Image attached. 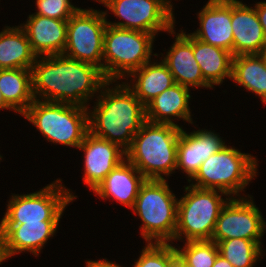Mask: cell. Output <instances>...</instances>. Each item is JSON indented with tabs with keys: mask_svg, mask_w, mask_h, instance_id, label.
<instances>
[{
	"mask_svg": "<svg viewBox=\"0 0 266 267\" xmlns=\"http://www.w3.org/2000/svg\"><path fill=\"white\" fill-rule=\"evenodd\" d=\"M31 71L34 99L84 108L107 82L97 66L63 54L37 57Z\"/></svg>",
	"mask_w": 266,
	"mask_h": 267,
	"instance_id": "6da1fadb",
	"label": "cell"
},
{
	"mask_svg": "<svg viewBox=\"0 0 266 267\" xmlns=\"http://www.w3.org/2000/svg\"><path fill=\"white\" fill-rule=\"evenodd\" d=\"M95 100L88 108L89 132L126 151L146 121L145 106L123 81H107Z\"/></svg>",
	"mask_w": 266,
	"mask_h": 267,
	"instance_id": "7a4b0ae2",
	"label": "cell"
},
{
	"mask_svg": "<svg viewBox=\"0 0 266 267\" xmlns=\"http://www.w3.org/2000/svg\"><path fill=\"white\" fill-rule=\"evenodd\" d=\"M180 132L178 126L146 120L126 150V159L146 180H166L176 171Z\"/></svg>",
	"mask_w": 266,
	"mask_h": 267,
	"instance_id": "3957f363",
	"label": "cell"
},
{
	"mask_svg": "<svg viewBox=\"0 0 266 267\" xmlns=\"http://www.w3.org/2000/svg\"><path fill=\"white\" fill-rule=\"evenodd\" d=\"M257 167L256 156L226 144L202 162L199 170L187 182L196 188L219 190L231 198H240L251 180L257 177Z\"/></svg>",
	"mask_w": 266,
	"mask_h": 267,
	"instance_id": "277c9868",
	"label": "cell"
},
{
	"mask_svg": "<svg viewBox=\"0 0 266 267\" xmlns=\"http://www.w3.org/2000/svg\"><path fill=\"white\" fill-rule=\"evenodd\" d=\"M178 199L167 180H146L140 186L131 210L142 221L139 229L145 243L174 244Z\"/></svg>",
	"mask_w": 266,
	"mask_h": 267,
	"instance_id": "5b68a950",
	"label": "cell"
},
{
	"mask_svg": "<svg viewBox=\"0 0 266 267\" xmlns=\"http://www.w3.org/2000/svg\"><path fill=\"white\" fill-rule=\"evenodd\" d=\"M48 142L78 148L89 132L88 108L34 99L22 114Z\"/></svg>",
	"mask_w": 266,
	"mask_h": 267,
	"instance_id": "8992f818",
	"label": "cell"
},
{
	"mask_svg": "<svg viewBox=\"0 0 266 267\" xmlns=\"http://www.w3.org/2000/svg\"><path fill=\"white\" fill-rule=\"evenodd\" d=\"M155 36L150 33L106 26L103 46V75L107 81L126 79L151 61ZM153 53V54H152Z\"/></svg>",
	"mask_w": 266,
	"mask_h": 267,
	"instance_id": "52a82bcc",
	"label": "cell"
},
{
	"mask_svg": "<svg viewBox=\"0 0 266 267\" xmlns=\"http://www.w3.org/2000/svg\"><path fill=\"white\" fill-rule=\"evenodd\" d=\"M183 191L186 194L178 199L174 241L211 240L218 216L231 197L219 190L191 185H185Z\"/></svg>",
	"mask_w": 266,
	"mask_h": 267,
	"instance_id": "ba28073f",
	"label": "cell"
},
{
	"mask_svg": "<svg viewBox=\"0 0 266 267\" xmlns=\"http://www.w3.org/2000/svg\"><path fill=\"white\" fill-rule=\"evenodd\" d=\"M77 196L56 179L42 189L27 194H12L0 224L60 221L64 211Z\"/></svg>",
	"mask_w": 266,
	"mask_h": 267,
	"instance_id": "9c48e42d",
	"label": "cell"
},
{
	"mask_svg": "<svg viewBox=\"0 0 266 267\" xmlns=\"http://www.w3.org/2000/svg\"><path fill=\"white\" fill-rule=\"evenodd\" d=\"M107 7L104 11L108 16L110 10L114 17L122 20L111 22L107 19V24L130 30H138L153 34L155 37L158 32L169 33L174 26L175 16L172 0H94ZM109 20V21H108Z\"/></svg>",
	"mask_w": 266,
	"mask_h": 267,
	"instance_id": "30bf717a",
	"label": "cell"
},
{
	"mask_svg": "<svg viewBox=\"0 0 266 267\" xmlns=\"http://www.w3.org/2000/svg\"><path fill=\"white\" fill-rule=\"evenodd\" d=\"M107 17L104 11L80 8L68 19L63 55L97 66L103 72L104 33Z\"/></svg>",
	"mask_w": 266,
	"mask_h": 267,
	"instance_id": "8fae6325",
	"label": "cell"
},
{
	"mask_svg": "<svg viewBox=\"0 0 266 267\" xmlns=\"http://www.w3.org/2000/svg\"><path fill=\"white\" fill-rule=\"evenodd\" d=\"M231 198L222 208L211 240L218 243L231 238L253 240L262 246L266 222L252 195ZM250 198V199H249Z\"/></svg>",
	"mask_w": 266,
	"mask_h": 267,
	"instance_id": "7c38bea8",
	"label": "cell"
},
{
	"mask_svg": "<svg viewBox=\"0 0 266 267\" xmlns=\"http://www.w3.org/2000/svg\"><path fill=\"white\" fill-rule=\"evenodd\" d=\"M84 152L83 182L93 192L105 177L123 160L126 151L118 144L94 136L88 132L77 148Z\"/></svg>",
	"mask_w": 266,
	"mask_h": 267,
	"instance_id": "4fadbf2b",
	"label": "cell"
},
{
	"mask_svg": "<svg viewBox=\"0 0 266 267\" xmlns=\"http://www.w3.org/2000/svg\"><path fill=\"white\" fill-rule=\"evenodd\" d=\"M60 221L25 222L24 224H0L4 259L30 252L39 256L47 241L56 235Z\"/></svg>",
	"mask_w": 266,
	"mask_h": 267,
	"instance_id": "5bb4252c",
	"label": "cell"
},
{
	"mask_svg": "<svg viewBox=\"0 0 266 267\" xmlns=\"http://www.w3.org/2000/svg\"><path fill=\"white\" fill-rule=\"evenodd\" d=\"M180 32V33H179ZM176 33L172 29L169 34L174 35V42L170 50L162 55V61L167 65L173 75L176 84L187 88H209L214 89L203 77L201 69L193 53V36L186 31L179 30ZM165 55V56H164Z\"/></svg>",
	"mask_w": 266,
	"mask_h": 267,
	"instance_id": "9a60e30c",
	"label": "cell"
},
{
	"mask_svg": "<svg viewBox=\"0 0 266 267\" xmlns=\"http://www.w3.org/2000/svg\"><path fill=\"white\" fill-rule=\"evenodd\" d=\"M194 38L233 54L232 0H208L198 12Z\"/></svg>",
	"mask_w": 266,
	"mask_h": 267,
	"instance_id": "2e32d148",
	"label": "cell"
},
{
	"mask_svg": "<svg viewBox=\"0 0 266 267\" xmlns=\"http://www.w3.org/2000/svg\"><path fill=\"white\" fill-rule=\"evenodd\" d=\"M222 138L215 130L202 128L189 133L181 128L177 144L176 170H182L189 181L199 170L202 162L226 145L227 141Z\"/></svg>",
	"mask_w": 266,
	"mask_h": 267,
	"instance_id": "e0dca14e",
	"label": "cell"
},
{
	"mask_svg": "<svg viewBox=\"0 0 266 267\" xmlns=\"http://www.w3.org/2000/svg\"><path fill=\"white\" fill-rule=\"evenodd\" d=\"M233 56L261 54L266 36L255 7L232 0Z\"/></svg>",
	"mask_w": 266,
	"mask_h": 267,
	"instance_id": "ac0fdd59",
	"label": "cell"
},
{
	"mask_svg": "<svg viewBox=\"0 0 266 267\" xmlns=\"http://www.w3.org/2000/svg\"><path fill=\"white\" fill-rule=\"evenodd\" d=\"M68 20H58L29 14L20 27L26 33L33 52L40 56L63 54L66 45Z\"/></svg>",
	"mask_w": 266,
	"mask_h": 267,
	"instance_id": "d6986e66",
	"label": "cell"
},
{
	"mask_svg": "<svg viewBox=\"0 0 266 267\" xmlns=\"http://www.w3.org/2000/svg\"><path fill=\"white\" fill-rule=\"evenodd\" d=\"M191 90L180 84L166 89L145 106L146 120L152 123L171 124L182 128L175 120L194 124L190 102Z\"/></svg>",
	"mask_w": 266,
	"mask_h": 267,
	"instance_id": "ffe728a7",
	"label": "cell"
},
{
	"mask_svg": "<svg viewBox=\"0 0 266 267\" xmlns=\"http://www.w3.org/2000/svg\"><path fill=\"white\" fill-rule=\"evenodd\" d=\"M146 181L141 172L127 159L116 166L93 191L103 200H116L132 209L140 186Z\"/></svg>",
	"mask_w": 266,
	"mask_h": 267,
	"instance_id": "44dd1931",
	"label": "cell"
},
{
	"mask_svg": "<svg viewBox=\"0 0 266 267\" xmlns=\"http://www.w3.org/2000/svg\"><path fill=\"white\" fill-rule=\"evenodd\" d=\"M157 61L153 60L152 62L151 60L145 63L141 68L132 72L125 80V84L144 106L163 91L176 84L167 65L161 58L159 62ZM129 78L131 79L130 83L127 81Z\"/></svg>",
	"mask_w": 266,
	"mask_h": 267,
	"instance_id": "7402d4cb",
	"label": "cell"
},
{
	"mask_svg": "<svg viewBox=\"0 0 266 267\" xmlns=\"http://www.w3.org/2000/svg\"><path fill=\"white\" fill-rule=\"evenodd\" d=\"M37 59L24 30L4 26L0 32V69H32Z\"/></svg>",
	"mask_w": 266,
	"mask_h": 267,
	"instance_id": "603a6c76",
	"label": "cell"
},
{
	"mask_svg": "<svg viewBox=\"0 0 266 267\" xmlns=\"http://www.w3.org/2000/svg\"><path fill=\"white\" fill-rule=\"evenodd\" d=\"M193 53L204 79L213 87L232 75L233 54L193 37Z\"/></svg>",
	"mask_w": 266,
	"mask_h": 267,
	"instance_id": "cb8c5ba5",
	"label": "cell"
},
{
	"mask_svg": "<svg viewBox=\"0 0 266 267\" xmlns=\"http://www.w3.org/2000/svg\"><path fill=\"white\" fill-rule=\"evenodd\" d=\"M0 91L14 113L22 115L34 101L31 69H0Z\"/></svg>",
	"mask_w": 266,
	"mask_h": 267,
	"instance_id": "d4e9b609",
	"label": "cell"
},
{
	"mask_svg": "<svg viewBox=\"0 0 266 267\" xmlns=\"http://www.w3.org/2000/svg\"><path fill=\"white\" fill-rule=\"evenodd\" d=\"M230 80L253 92L266 104V62L261 54L234 56Z\"/></svg>",
	"mask_w": 266,
	"mask_h": 267,
	"instance_id": "484cf974",
	"label": "cell"
},
{
	"mask_svg": "<svg viewBox=\"0 0 266 267\" xmlns=\"http://www.w3.org/2000/svg\"><path fill=\"white\" fill-rule=\"evenodd\" d=\"M219 254L228 260L233 267H254L261 256L264 257L257 242L242 238H231L217 243Z\"/></svg>",
	"mask_w": 266,
	"mask_h": 267,
	"instance_id": "4316f807",
	"label": "cell"
},
{
	"mask_svg": "<svg viewBox=\"0 0 266 267\" xmlns=\"http://www.w3.org/2000/svg\"><path fill=\"white\" fill-rule=\"evenodd\" d=\"M185 243V244H184ZM175 246L177 254L193 267H212L219 254L217 243L213 240H192Z\"/></svg>",
	"mask_w": 266,
	"mask_h": 267,
	"instance_id": "83f0119b",
	"label": "cell"
},
{
	"mask_svg": "<svg viewBox=\"0 0 266 267\" xmlns=\"http://www.w3.org/2000/svg\"><path fill=\"white\" fill-rule=\"evenodd\" d=\"M176 247L172 243L147 242L132 267H174Z\"/></svg>",
	"mask_w": 266,
	"mask_h": 267,
	"instance_id": "f1b7e54d",
	"label": "cell"
},
{
	"mask_svg": "<svg viewBox=\"0 0 266 267\" xmlns=\"http://www.w3.org/2000/svg\"><path fill=\"white\" fill-rule=\"evenodd\" d=\"M37 14L58 20H68L81 7H77L70 0H36Z\"/></svg>",
	"mask_w": 266,
	"mask_h": 267,
	"instance_id": "f546056e",
	"label": "cell"
},
{
	"mask_svg": "<svg viewBox=\"0 0 266 267\" xmlns=\"http://www.w3.org/2000/svg\"><path fill=\"white\" fill-rule=\"evenodd\" d=\"M254 7L257 12L258 19L260 21L261 26L263 27L265 36H266V2L259 1L255 2Z\"/></svg>",
	"mask_w": 266,
	"mask_h": 267,
	"instance_id": "4dcf8cb0",
	"label": "cell"
},
{
	"mask_svg": "<svg viewBox=\"0 0 266 267\" xmlns=\"http://www.w3.org/2000/svg\"><path fill=\"white\" fill-rule=\"evenodd\" d=\"M86 267H122L120 264H117L113 261H108L106 258L99 260H86Z\"/></svg>",
	"mask_w": 266,
	"mask_h": 267,
	"instance_id": "1f68e13d",
	"label": "cell"
},
{
	"mask_svg": "<svg viewBox=\"0 0 266 267\" xmlns=\"http://www.w3.org/2000/svg\"><path fill=\"white\" fill-rule=\"evenodd\" d=\"M212 267H233V265L228 260H226L223 256L218 254L214 262V265Z\"/></svg>",
	"mask_w": 266,
	"mask_h": 267,
	"instance_id": "d6a6232c",
	"label": "cell"
},
{
	"mask_svg": "<svg viewBox=\"0 0 266 267\" xmlns=\"http://www.w3.org/2000/svg\"><path fill=\"white\" fill-rule=\"evenodd\" d=\"M174 267H193L185 262L178 254L175 255Z\"/></svg>",
	"mask_w": 266,
	"mask_h": 267,
	"instance_id": "836d02e7",
	"label": "cell"
},
{
	"mask_svg": "<svg viewBox=\"0 0 266 267\" xmlns=\"http://www.w3.org/2000/svg\"><path fill=\"white\" fill-rule=\"evenodd\" d=\"M3 109V110H10L12 111L13 109L5 102L4 100V97H3V94L1 93L0 91V110Z\"/></svg>",
	"mask_w": 266,
	"mask_h": 267,
	"instance_id": "e575fe53",
	"label": "cell"
},
{
	"mask_svg": "<svg viewBox=\"0 0 266 267\" xmlns=\"http://www.w3.org/2000/svg\"><path fill=\"white\" fill-rule=\"evenodd\" d=\"M3 262H5V259L2 252V235L0 232V264L2 265Z\"/></svg>",
	"mask_w": 266,
	"mask_h": 267,
	"instance_id": "d590c367",
	"label": "cell"
},
{
	"mask_svg": "<svg viewBox=\"0 0 266 267\" xmlns=\"http://www.w3.org/2000/svg\"><path fill=\"white\" fill-rule=\"evenodd\" d=\"M261 56L264 58V60L266 62V47L262 50Z\"/></svg>",
	"mask_w": 266,
	"mask_h": 267,
	"instance_id": "8d00e7d4",
	"label": "cell"
}]
</instances>
